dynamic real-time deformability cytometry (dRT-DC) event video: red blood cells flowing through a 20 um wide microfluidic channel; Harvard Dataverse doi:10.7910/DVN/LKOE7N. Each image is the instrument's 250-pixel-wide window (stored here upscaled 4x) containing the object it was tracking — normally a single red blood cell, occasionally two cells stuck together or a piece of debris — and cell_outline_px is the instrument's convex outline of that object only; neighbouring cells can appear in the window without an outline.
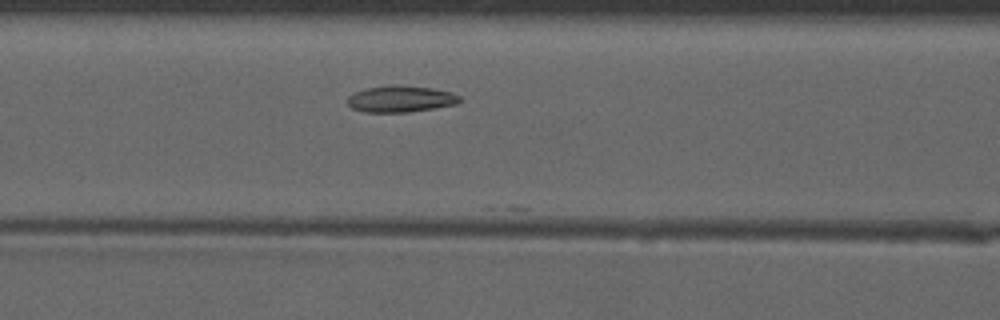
{"species": "common noctule bat (a hibernating species)", "species_latin": "Nyctalus noctula", "temperature_condition": "warm", "stored_images_in_passage": 34, "camera_frame_rate_fps": 3000, "um_per_image_px": 0.085, "animal": {"sex": "male", "forearm_length_mm": 52.5}, "frame": {"image": 1, "passage_image": 6, "time_ms": 1.667, "image_size_px": [1000, 320], "cell_outline_px": [[464, 100], [456, 104], [408, 112], [364, 112], [352, 108], [348, 104], [348, 96], [352, 92], [364, 88], [392, 84], [400, 84], [432, 88], [452, 92], [460, 96]], "centroid_in_image_um": [34.05, 8.39], "position_along_channel_um": 132.6, "area_um2": 17.63}}
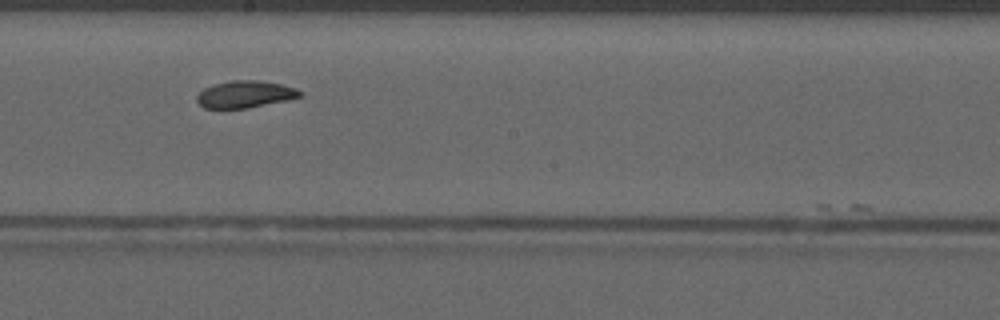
{"frame": {"image": 2, "passage_image": 13, "time_ms": 4.0, "image_size_px": [1000, 320], "cell_outline_px": [[304, 96], [244, 108], [204, 108], [196, 100], [196, 96], [204, 88], [212, 84], [232, 80], [256, 80], [280, 84], [296, 88], [304, 92]], "centroid_in_image_um": [20.82, 8.0], "position_along_channel_um": 227.4, "area_um2": 16.07}}
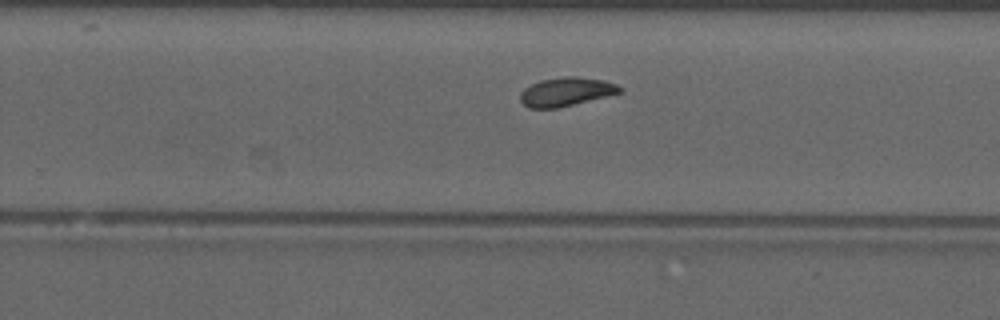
{"frame": {"image": 3, "passage_image": 17, "time_ms": 5.333, "image_size_px": [1000, 320], "cell_outline_px": [[620, 92], [556, 108], [528, 108], [520, 100], [520, 92], [524, 88], [540, 80], [564, 76], [572, 76], [604, 80], [616, 84], [620, 88]], "centroid_in_image_um": [48.04, 7.79], "position_along_channel_um": 281.8, "area_um2": 16.24}, "authors_computed_cell_mechanics": {"area_um2": 16.473, "velocity_mm_per_s": 4.0727, "shape_relaxation_time_tau1_ms": null, "shape_relaxation_time_tau2_ms": 5.9337, "deformation_change_tau1": null, "deformation_change_tau2": 0.0975}}